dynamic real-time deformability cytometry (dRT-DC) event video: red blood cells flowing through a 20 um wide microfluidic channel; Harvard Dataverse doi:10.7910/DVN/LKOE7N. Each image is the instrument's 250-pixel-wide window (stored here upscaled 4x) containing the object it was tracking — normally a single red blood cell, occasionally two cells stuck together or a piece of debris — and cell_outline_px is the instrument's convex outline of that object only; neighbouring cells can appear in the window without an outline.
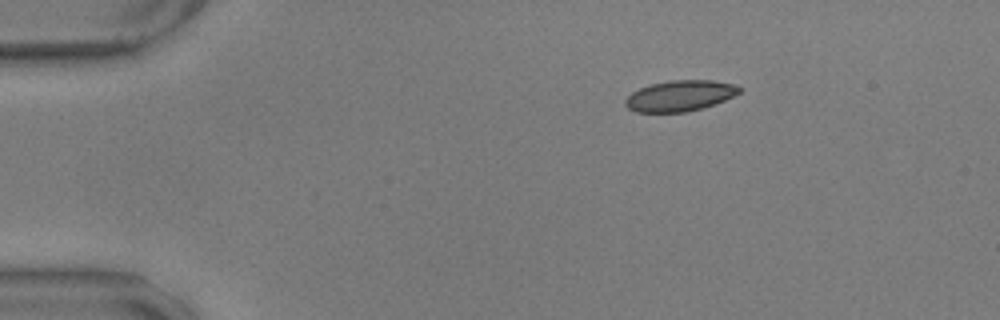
{"species": "common noctule bat (a hibernating species)", "species_latin": "Nyctalus noctula", "temperature_condition": "warm", "stored_images_in_passage": 49, "camera_frame_rate_fps": 3000, "um_per_image_px": 0.085, "animal": {"sex": "male", "body_mass_g": 17.9, "forearm_length_mm": 54.2}, "frame": {"image": 1, "passage_image": 1, "time_ms": 0.0, "image_size_px": [1000, 320], "cell_outline_px": [[740, 92], [716, 104], [704, 108], [688, 112], [636, 112], [628, 108], [624, 104], [624, 100], [632, 92], [640, 88], [652, 84], [668, 80], [712, 80], [736, 84], [740, 88]], "centroid_in_image_um": [57.79, 8.14], "position_along_channel_um": 27.2, "area_um2": 20.58}}
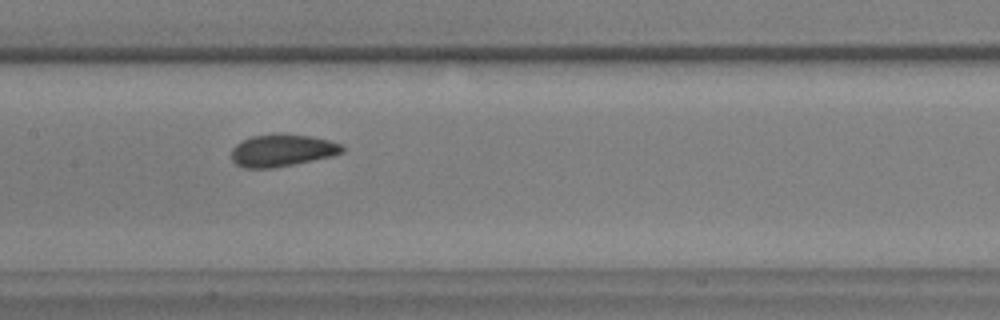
{"frame": {"image": 2, "passage_image": 20, "time_ms": 6.333, "image_size_px": [1000, 320], "cell_outline_px": [[344, 152], [332, 156], [272, 168], [244, 168], [236, 164], [232, 160], [232, 148], [236, 144], [252, 136], [312, 136], [344, 144]], "centroid_in_image_um": [24.0, 12.82], "position_along_channel_um": 183.4, "area_um2": 20.11}}
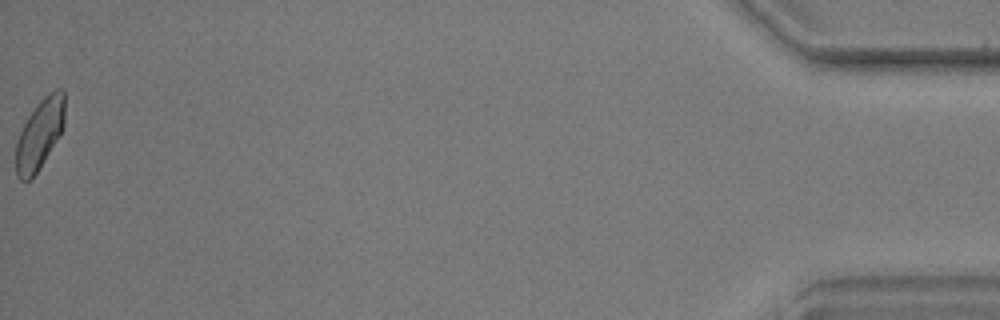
{"frame": {"image": 3, "passage_image": 49, "time_ms": 16.0, "image_size_px": [1000, 320], "cell_outline_px": [[64, 128], [44, 160], [36, 172], [28, 180], [20, 180], [16, 176], [16, 144], [20, 132], [28, 116], [36, 104], [48, 92], [56, 88], [64, 88]], "centroid_in_image_um": [3.38, 11.34], "position_along_channel_um": 431.8, "area_um2": 19.83}, "authors_computed_cell_mechanics": {"area_um2": 20.5768, "velocity_mm_per_s": 3.5409, "shape_relaxation_time_tau1_ms": null, "shape_relaxation_time_tau2_ms": 1.7908, "deformation_change_tau1": null, "deformation_change_tau2": 0.0661}}